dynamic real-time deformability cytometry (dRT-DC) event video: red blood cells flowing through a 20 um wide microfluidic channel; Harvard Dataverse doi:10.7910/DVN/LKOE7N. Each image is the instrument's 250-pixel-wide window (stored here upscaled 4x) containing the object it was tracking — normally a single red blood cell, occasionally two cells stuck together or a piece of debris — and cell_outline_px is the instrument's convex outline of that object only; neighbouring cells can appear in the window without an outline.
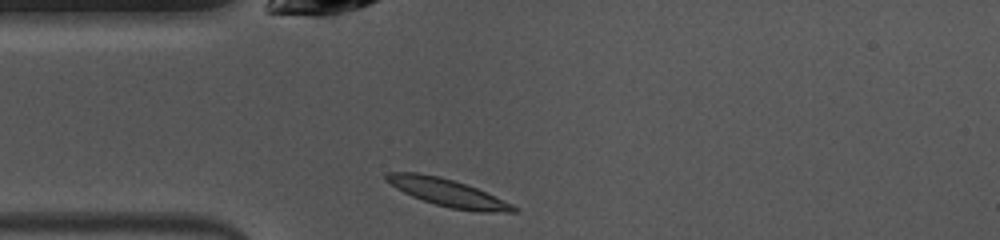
{"species": "common noctule bat (a hibernating species)", "species_latin": "Nyctalus noctula", "temperature_condition": "warm", "stored_images_in_passage": 38, "camera_frame_rate_fps": 3000, "um_per_image_px": 0.085, "animal": {"sex": "female", "body_mass_g": 10.0, "forearm_length_mm": 53.1}, "frame": {"image": 1, "passage_image": 1, "time_ms": 0.0, "image_size_px": [1000, 240], "cell_outline_px": [[520, 212], [476, 212], [452, 208], [436, 204], [412, 196], [396, 188], [384, 180], [384, 172], [416, 172], [440, 176], [476, 188], [512, 204], [520, 208]], "centroid_in_image_um": [38.04, 16.37], "position_along_channel_um": 47.0, "area_um2": 20.29}}
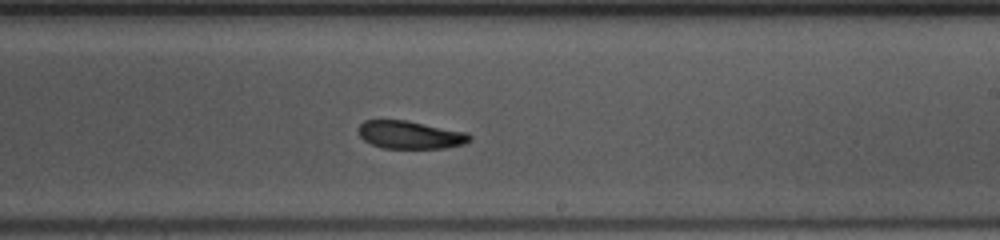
{"frame": {"image": 2, "passage_image": 17, "time_ms": 5.333, "image_size_px": [1000, 240], "cell_outline_px": [[472, 140], [464, 144], [444, 148], [384, 148], [372, 144], [364, 140], [360, 136], [360, 124], [364, 120], [404, 120], [468, 132], [472, 136]], "centroid_in_image_um": [34.91, 11.46], "position_along_channel_um": 254.1, "area_um2": 17.98}}
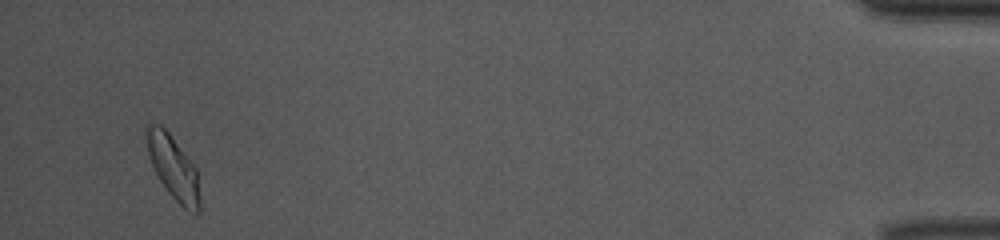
{"frame": {"image": 3, "passage_image": 36, "time_ms": 11.667, "image_size_px": [1000, 240], "cell_outline_px": [[200, 212], [196, 216], [184, 208], [168, 192], [160, 180], [152, 164], [148, 152], [144, 132], [144, 128], [148, 124], [160, 124], [168, 132], [196, 168], [200, 196]], "centroid_in_image_um": [14.73, 14.26], "position_along_channel_um": 420.5, "area_um2": 19.65}, "authors_computed_cell_mechanics": {"area_um2": 18.8717, "velocity_mm_per_s": 4.0004, "shape_relaxation_time_tau1_ms": 5.4607, "shape_relaxation_time_tau2_ms": 9.3115, "deformation_change_tau1": 0.1501, "deformation_change_tau2": 0.1567}}